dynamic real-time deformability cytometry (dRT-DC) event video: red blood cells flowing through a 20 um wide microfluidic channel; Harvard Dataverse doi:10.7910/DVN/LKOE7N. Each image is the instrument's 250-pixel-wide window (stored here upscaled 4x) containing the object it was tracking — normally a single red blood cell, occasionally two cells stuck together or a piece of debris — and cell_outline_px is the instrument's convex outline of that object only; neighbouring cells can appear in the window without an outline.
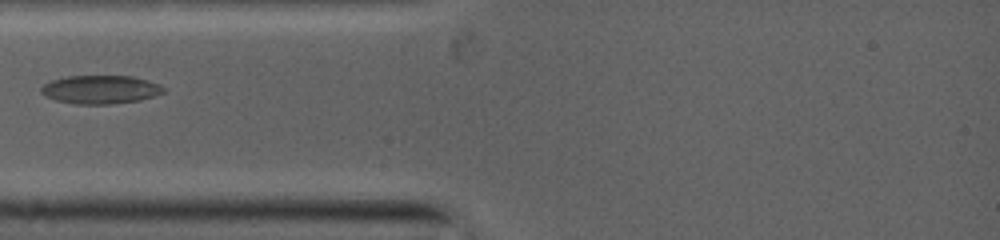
{"species": "common noctule bat (a hibernating species)", "species_latin": "Nyctalus noctula", "temperature_condition": "warm", "stored_images_in_passage": 20, "camera_frame_rate_fps": 5000, "um_per_image_px": 0.085, "animal": {"sex": "female", "body_mass_g": 19.0, "forearm_length_mm": 53.3}, "frame": {"image": 1, "passage_image": 4, "time_ms": 2.6, "image_size_px": [1000, 240], "cell_outline_px": [[164, 92], [152, 96], [136, 100], [104, 104], [76, 104], [56, 100], [40, 92], [40, 88], [44, 84], [52, 80], [68, 76], [128, 76], [144, 80], [156, 84], [164, 88]], "centroid_in_image_um": [8.46, 7.6], "position_along_channel_um": 76.5, "area_um2": 19.65}}
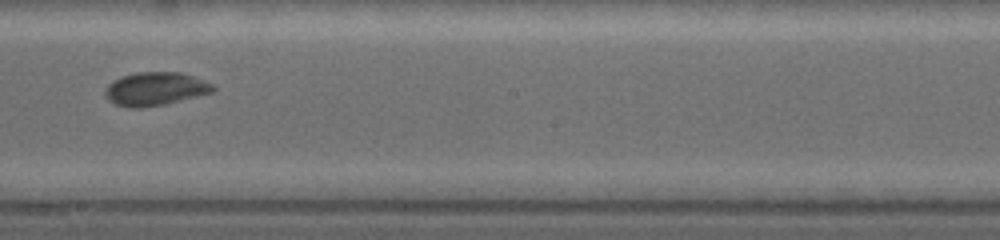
{"frame": {"image": 2, "passage_image": 11, "time_ms": 6.2, "image_size_px": [1000, 240], "cell_outline_px": [[216, 88], [212, 92], [160, 104], [136, 108], [116, 104], [104, 92], [108, 84], [124, 76], [140, 72], [176, 72], [212, 84]], "centroid_in_image_um": [13.18, 7.54], "position_along_channel_um": 235.0, "area_um2": 19.77}}
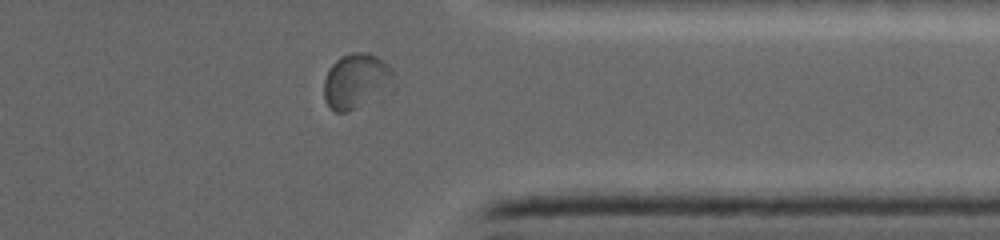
{"frame": {"image": 3, "passage_image": 18, "time_ms": 9.6, "image_size_px": [1000, 240], "cell_outline_px": [[392, 76], [352, 108], [344, 112], [336, 112], [324, 100], [324, 80], [328, 68], [340, 56], [352, 52], [368, 52], [376, 56], [388, 64], [392, 72]], "centroid_in_image_um": [30.07, 6.76], "position_along_channel_um": 381.3, "area_um2": 20.11}}